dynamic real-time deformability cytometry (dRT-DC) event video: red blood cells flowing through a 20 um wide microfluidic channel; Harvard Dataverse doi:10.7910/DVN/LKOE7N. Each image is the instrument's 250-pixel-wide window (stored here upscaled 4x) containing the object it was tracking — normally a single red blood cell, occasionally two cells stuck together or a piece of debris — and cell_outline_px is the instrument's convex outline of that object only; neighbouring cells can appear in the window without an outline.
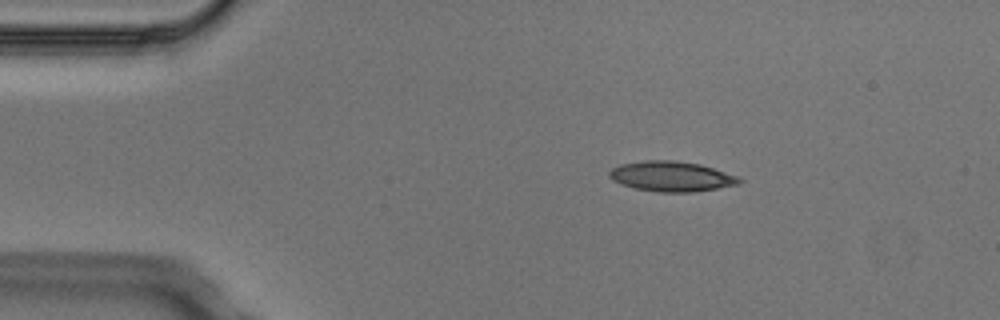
{"species": "Egyptian fruit bat (a non-hibernating species)", "species_latin": "Rousettus aegyptiacus", "temperature_condition": "cold", "stored_images_in_passage": 2, "camera_frame_rate_fps": 3000, "um_per_image_px": 0.085, "animal": {"sex": "male"}, "frame": {"image": 1, "passage_image": 1, "time_ms": 0.0, "image_size_px": [1000, 320], "cell_outline_px": [[744, 180], [740, 184], [692, 192], [656, 192], [636, 188], [620, 184], [612, 180], [608, 176], [608, 172], [612, 168], [620, 164], [644, 160], [672, 160], [700, 164], [740, 176]], "centroid_in_image_um": [57.08, 14.99], "position_along_channel_um": 27.9, "area_um2": 23.0}}